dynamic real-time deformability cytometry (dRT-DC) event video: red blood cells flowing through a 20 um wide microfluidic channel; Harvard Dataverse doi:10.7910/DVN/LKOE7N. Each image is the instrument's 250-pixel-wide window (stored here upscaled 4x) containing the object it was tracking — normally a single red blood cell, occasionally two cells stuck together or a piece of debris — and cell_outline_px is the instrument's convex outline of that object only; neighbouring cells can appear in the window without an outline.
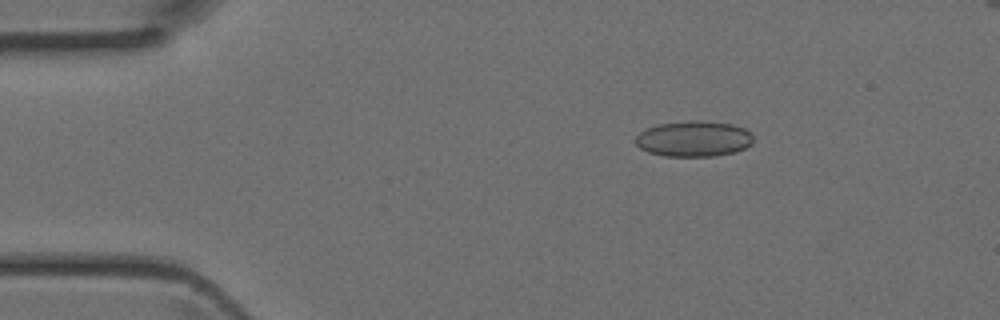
{"species": "Egyptian fruit bat (a non-hibernating species)", "species_latin": "Rousettus aegyptiacus", "temperature_condition": "room temperature", "stored_images_in_passage": 4, "camera_frame_rate_fps": 3000, "um_per_image_px": 0.085, "animal": {"sex": "female"}, "frame": {"image": 1, "passage_image": 2, "time_ms": 0.333, "image_size_px": [1000, 320], "cell_outline_px": [[752, 144], [736, 152], [716, 156], [664, 156], [648, 152], [640, 148], [636, 144], [636, 136], [640, 132], [648, 128], [660, 124], [688, 120], [700, 120], [732, 124], [744, 128], [752, 132]], "centroid_in_image_um": [58.99, 11.8], "position_along_channel_um": 26.0, "area_um2": 24.62}}
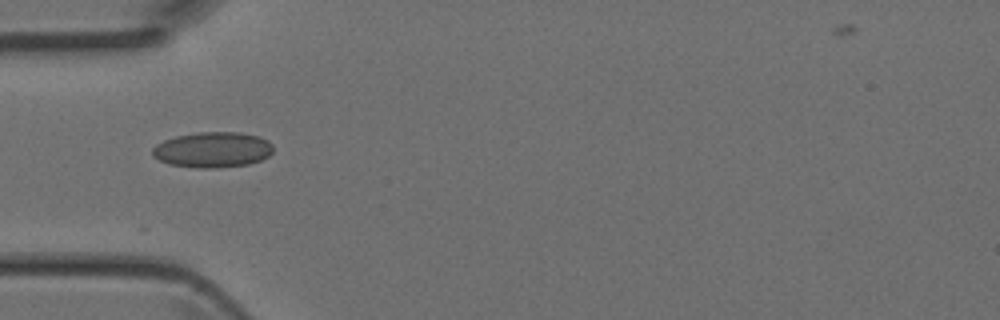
{"frame": {"image": 2, "passage_image": 4, "time_ms": 1.0, "image_size_px": [1000, 320], "cell_outline_px": [[272, 152], [268, 156], [260, 160], [248, 164], [216, 168], [200, 168], [168, 164], [152, 156], [152, 148], [156, 144], [164, 140], [176, 136], [200, 132], [240, 132], [256, 136], [268, 140], [272, 144]], "centroid_in_image_um": [18.06, 12.73], "position_along_channel_um": 66.9, "area_um2": 24.97}}